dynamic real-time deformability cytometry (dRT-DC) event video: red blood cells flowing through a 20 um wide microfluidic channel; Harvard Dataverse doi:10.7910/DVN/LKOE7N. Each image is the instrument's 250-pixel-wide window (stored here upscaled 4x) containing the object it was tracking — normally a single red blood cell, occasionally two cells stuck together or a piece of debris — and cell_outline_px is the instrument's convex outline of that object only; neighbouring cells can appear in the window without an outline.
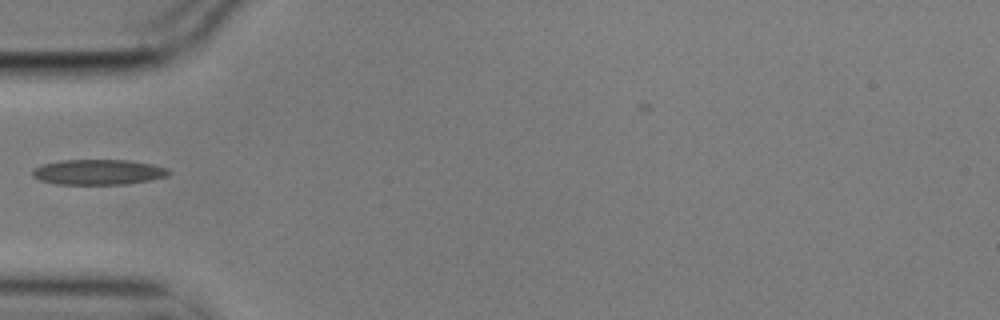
{"species": "common noctule bat (a hibernating species)", "species_latin": "Nyctalus noctula", "temperature_condition": "cold", "stored_images_in_passage": 3, "camera_frame_rate_fps": 3000, "um_per_image_px": 0.085, "animal": {"sex": "male", "body_mass_g": 17.9}, "frame": {"image": 1, "passage_image": 1, "time_ms": 0.0, "image_size_px": [1000, 320], "cell_outline_px": [[172, 172], [168, 176], [148, 180], [124, 184], [56, 184], [40, 180], [32, 176], [32, 168], [40, 164], [60, 160], [128, 160], [152, 164], [168, 168]], "centroid_in_image_um": [8.32, 14.62], "position_along_channel_um": 76.7, "area_um2": 20.23}}
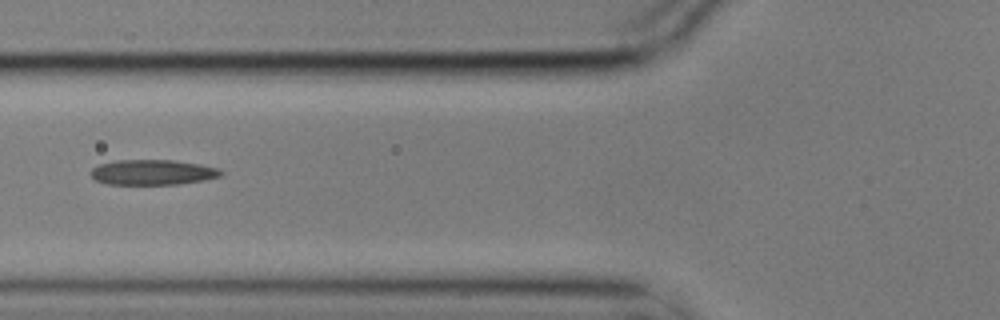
{"frame": {"image": 2, "passage_image": 2, "time_ms": 0.333, "image_size_px": [1000, 320], "cell_outline_px": [[224, 172], [220, 176], [204, 180], [176, 184], [108, 184], [96, 180], [92, 176], [92, 168], [100, 164], [116, 160], [172, 160], [200, 164], [216, 168]], "centroid_in_image_um": [12.98, 14.64], "position_along_channel_um": 112.8, "area_um2": 18.9}}
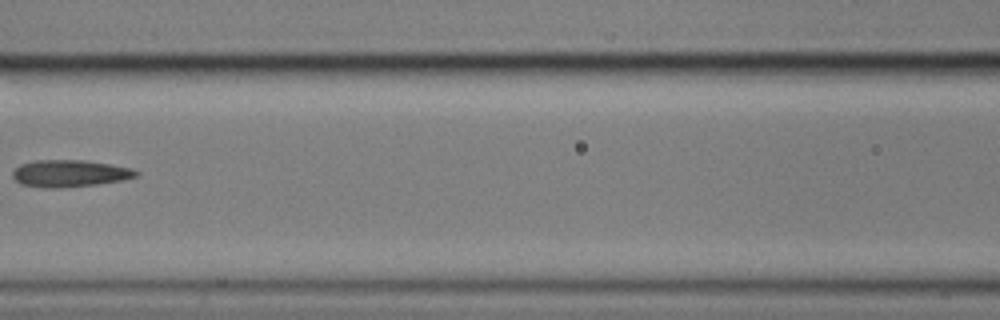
{"frame": {"image": 3, "passage_image": 3, "time_ms": 0.667, "image_size_px": [1000, 320], "cell_outline_px": [[140, 176], [124, 180], [96, 184], [60, 188], [44, 188], [20, 184], [12, 176], [12, 172], [20, 164], [36, 160], [84, 160], [132, 168], [140, 172]], "centroid_in_image_um": [5.94, 14.74], "position_along_channel_um": 160.7, "area_um2": 19.54}}